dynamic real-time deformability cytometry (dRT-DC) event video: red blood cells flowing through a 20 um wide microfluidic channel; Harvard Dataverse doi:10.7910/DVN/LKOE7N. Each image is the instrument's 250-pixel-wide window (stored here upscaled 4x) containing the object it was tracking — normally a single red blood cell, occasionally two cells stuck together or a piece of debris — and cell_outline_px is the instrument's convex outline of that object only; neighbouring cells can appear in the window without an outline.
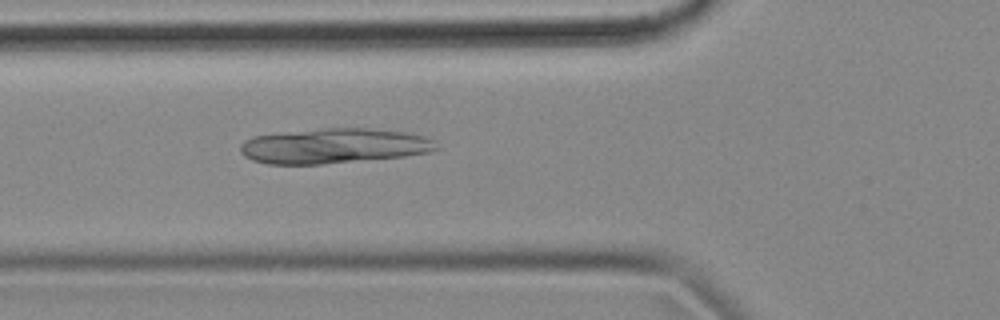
{"species": "common noctule bat (a hibernating species)", "species_latin": "Nyctalus noctula", "temperature_condition": "cold", "stored_images_in_passage": 55, "camera_frame_rate_fps": 3000, "um_per_image_px": 0.085, "animal": {"sex": "female", "body_mass_g": 18.4}, "frame": {"image": 1, "passage_image": 19, "time_ms": 6.0, "image_size_px": [1000, 320], "cell_outline_px": [[440, 148], [428, 152], [404, 156], [320, 164], [268, 164], [252, 160], [244, 156], [240, 152], [240, 144], [244, 140], [252, 136], [324, 128], [372, 128], [404, 132], [424, 136], [432, 140]], "centroid_in_image_um": [28.35, 12.4], "position_along_channel_um": 97.5, "area_um2": 39.88}}
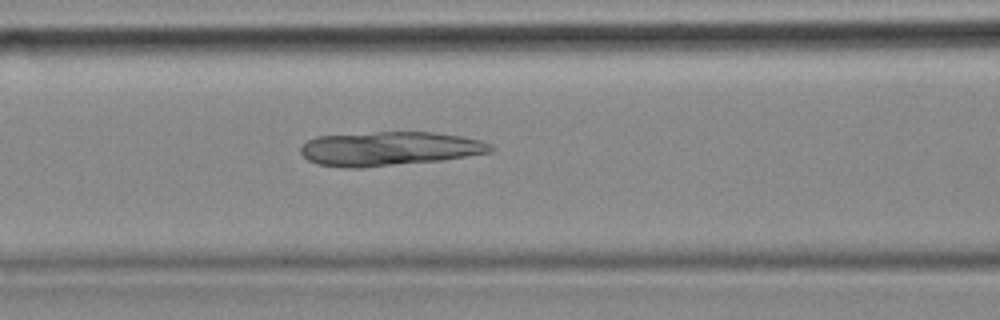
{"frame": {"image": 2, "passage_image": 22, "time_ms": 7.0, "image_size_px": [1000, 320], "cell_outline_px": [[492, 152], [444, 160], [360, 168], [344, 168], [316, 164], [308, 160], [300, 152], [300, 148], [308, 140], [316, 136], [376, 132], [432, 132], [460, 136], [480, 140], [492, 144]], "centroid_in_image_um": [33.08, 12.64], "position_along_channel_um": 133.5, "area_um2": 37.86}}
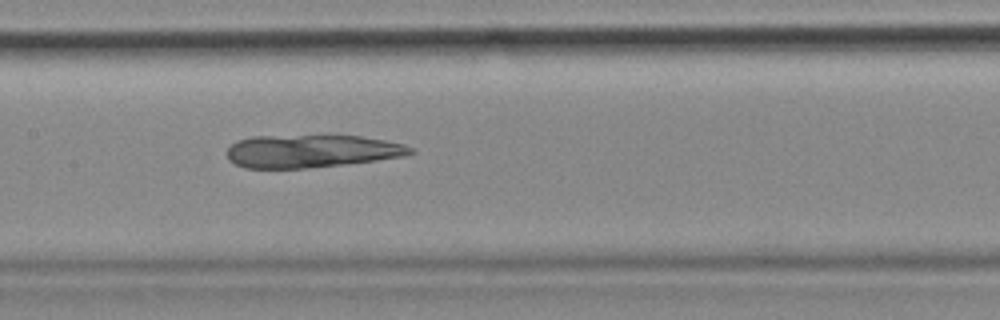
{"frame": {"image": 3, "passage_image": 26, "time_ms": 8.333, "image_size_px": [1000, 320], "cell_outline_px": [[416, 152], [404, 156], [376, 160], [344, 164], [308, 168], [244, 168], [228, 160], [228, 148], [236, 140], [252, 136], [328, 132], [360, 136], [384, 140], [404, 144], [412, 148]], "centroid_in_image_um": [26.47, 12.79], "position_along_channel_um": 180.9, "area_um2": 36.53}}